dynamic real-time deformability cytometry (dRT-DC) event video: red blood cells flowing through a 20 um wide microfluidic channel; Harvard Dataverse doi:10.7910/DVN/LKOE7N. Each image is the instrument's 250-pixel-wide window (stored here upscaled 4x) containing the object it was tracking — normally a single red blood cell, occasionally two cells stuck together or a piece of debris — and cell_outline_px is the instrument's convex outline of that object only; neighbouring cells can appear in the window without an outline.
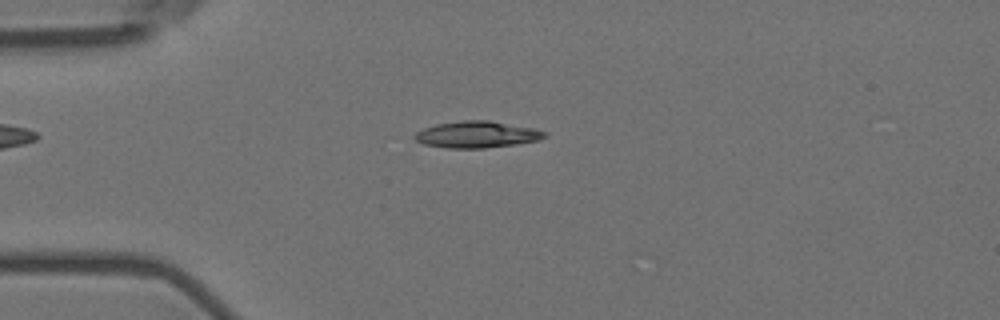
{"species": "Egyptian fruit bat (a non-hibernating species)", "species_latin": "Rousettus aegyptiacus", "temperature_condition": "room temperature", "stored_images_in_passage": 56, "camera_frame_rate_fps": 3000, "um_per_image_px": 0.085, "animal": {"sex": "female"}, "frame": {"image": 1, "passage_image": 14, "time_ms": 4.333, "image_size_px": [1000, 320], "cell_outline_px": [[548, 136], [540, 140], [516, 144], [484, 148], [448, 148], [424, 144], [416, 140], [412, 136], [416, 132], [424, 128], [436, 124], [464, 120], [488, 120], [532, 128], [548, 132]], "centroid_in_image_um": [40.55, 11.43], "position_along_channel_um": 44.4, "area_um2": 20.11}}
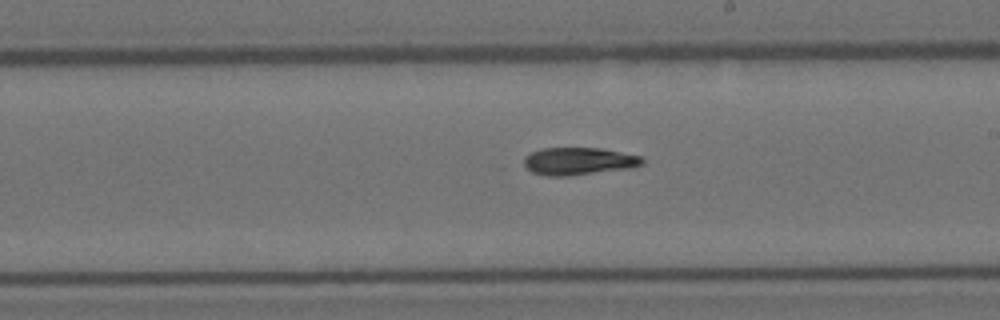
{"frame": {"image": 2, "passage_image": 32, "time_ms": 10.333, "image_size_px": [1000, 320], "cell_outline_px": [[644, 164], [632, 168], [568, 176], [544, 176], [532, 172], [524, 164], [524, 156], [528, 152], [544, 148], [600, 148], [640, 156], [644, 160]], "centroid_in_image_um": [49.17, 13.7], "position_along_channel_um": 239.8, "area_um2": 19.07}}
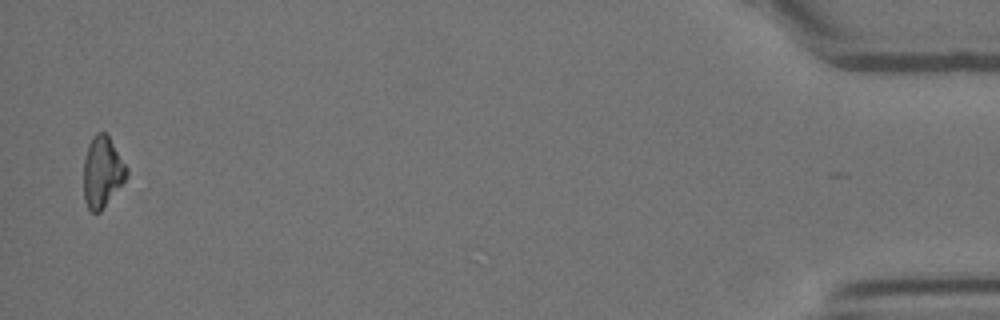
{"frame": {"image": 3, "passage_image": 55, "time_ms": 18.0, "image_size_px": [1000, 320], "cell_outline_px": [[128, 176], [100, 212], [92, 212], [88, 208], [84, 200], [84, 160], [88, 144], [92, 136], [96, 132], [104, 132], [108, 136], [128, 168]], "centroid_in_image_um": [8.69, 14.61], "position_along_channel_um": 426.5, "area_um2": 17.69}}